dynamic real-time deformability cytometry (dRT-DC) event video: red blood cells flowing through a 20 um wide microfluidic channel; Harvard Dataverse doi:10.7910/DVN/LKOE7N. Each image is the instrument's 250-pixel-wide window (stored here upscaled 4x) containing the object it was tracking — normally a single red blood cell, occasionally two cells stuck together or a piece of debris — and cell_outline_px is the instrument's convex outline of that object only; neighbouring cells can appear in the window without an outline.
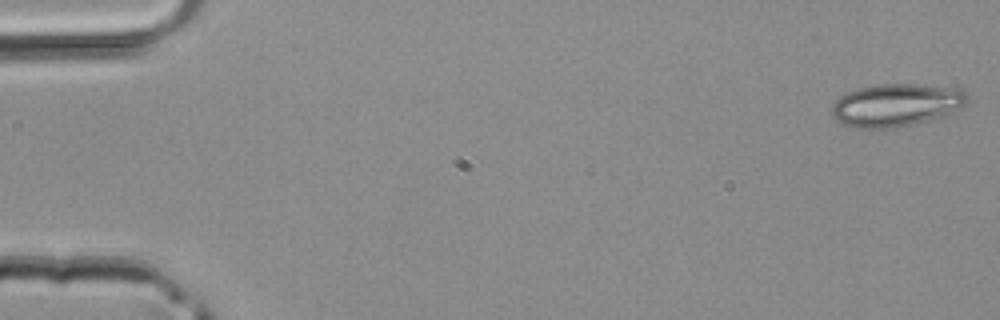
{"species": "common noctule bat (a hibernating species)", "species_latin": "Nyctalus noctula", "temperature_condition": "room temperature", "stored_images_in_passage": 14, "camera_frame_rate_fps": 3000, "um_per_image_px": 0.085, "animal": {"sex": "male", "body_mass_g": 20.4}, "frame": {"image": 1, "passage_image": 1, "time_ms": 0.0, "image_size_px": [1000, 320], "cell_outline_px": [[968, 100], [960, 108], [948, 116], [912, 124], [888, 128], [856, 128], [844, 124], [836, 120], [828, 112], [832, 104], [840, 96], [848, 92], [860, 88], [880, 84], [916, 84], [960, 88], [964, 92]], "centroid_in_image_um": [76.16, 8.93], "position_along_channel_um": 8.8, "area_um2": 33.93}}